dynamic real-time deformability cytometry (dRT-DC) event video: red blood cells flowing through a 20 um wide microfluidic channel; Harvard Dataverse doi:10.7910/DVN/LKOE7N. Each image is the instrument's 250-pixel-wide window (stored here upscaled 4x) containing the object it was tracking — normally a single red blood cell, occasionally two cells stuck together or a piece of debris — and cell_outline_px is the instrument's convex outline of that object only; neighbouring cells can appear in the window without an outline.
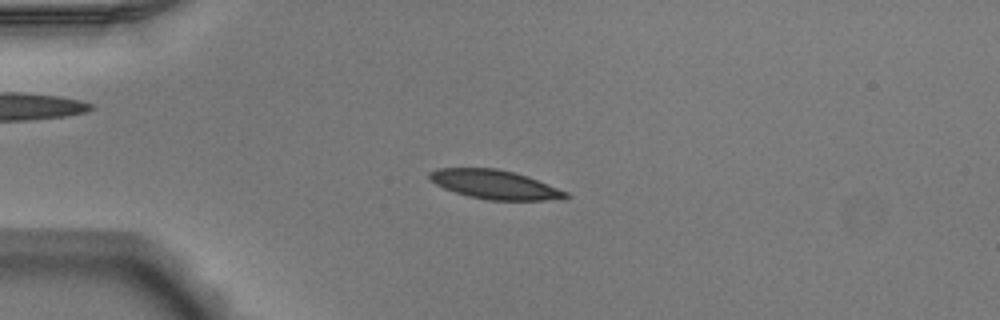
{"species": "Egyptian fruit bat (a non-hibernating species)", "species_latin": "Rousettus aegyptiacus", "temperature_condition": "warm", "stored_images_in_passage": 40, "camera_frame_rate_fps": 3000, "um_per_image_px": 0.085, "animal": {"sex": "male"}, "frame": {"image": 1, "passage_image": 1, "time_ms": 0.0, "image_size_px": [1000, 320], "cell_outline_px": [[572, 196], [544, 200], [488, 200], [468, 196], [444, 188], [428, 180], [428, 172], [436, 168], [496, 168], [528, 176], [568, 192]], "centroid_in_image_um": [42.01, 15.67], "position_along_channel_um": 43.0, "area_um2": 22.95}}
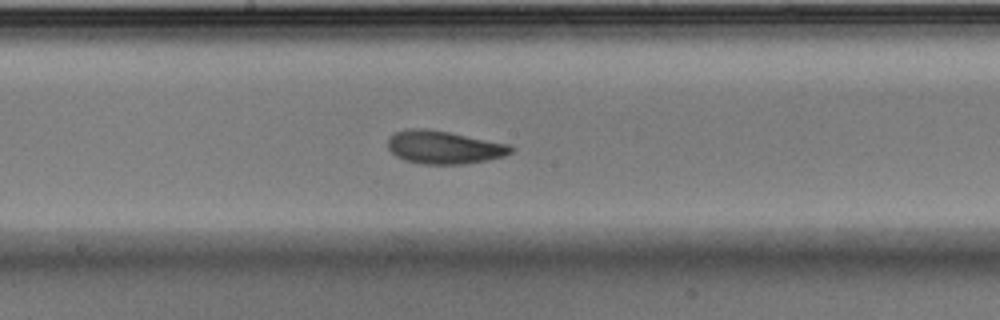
{"frame": {"image": 2, "passage_image": 16, "time_ms": 5.0, "image_size_px": [1000, 320], "cell_outline_px": [[516, 148], [512, 152], [504, 156], [488, 160], [464, 164], [420, 164], [404, 160], [396, 156], [388, 148], [388, 140], [396, 132], [408, 128], [424, 128], [448, 132], [512, 144]], "centroid_in_image_um": [37.78, 12.52], "position_along_channel_um": 210.4, "area_um2": 23.87}}
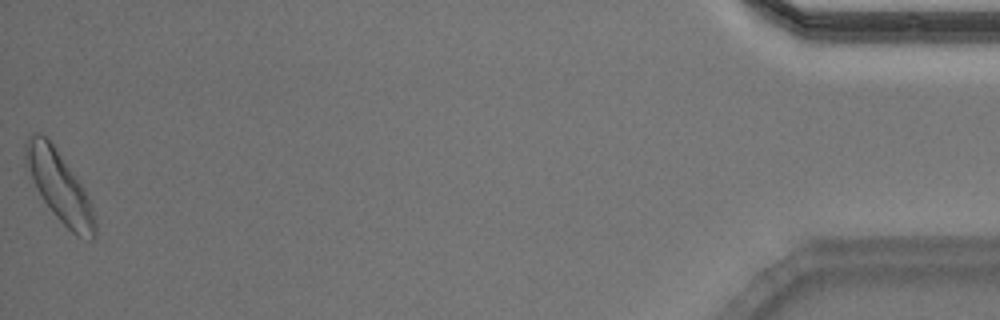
{"frame": {"image": 3, "passage_image": 40, "time_ms": 13.0, "image_size_px": [1000, 320], "cell_outline_px": [[96, 236], [92, 240], [76, 236], [52, 212], [36, 188], [24, 164], [24, 144], [32, 132], [40, 132], [52, 144], [84, 188], [92, 204], [96, 220]], "centroid_in_image_um": [5.04, 15.86], "position_along_channel_um": 430.2, "area_um2": 28.21}, "authors_computed_cell_mechanics": {"area_um2": 23.3223, "velocity_mm_per_s": 3.8889, "shape_relaxation_time_tau1_ms": 4.3068, "shape_relaxation_time_tau2_ms": 3.3369, "deformation_change_tau1": 0.1432, "deformation_change_tau2": 0.0768}}